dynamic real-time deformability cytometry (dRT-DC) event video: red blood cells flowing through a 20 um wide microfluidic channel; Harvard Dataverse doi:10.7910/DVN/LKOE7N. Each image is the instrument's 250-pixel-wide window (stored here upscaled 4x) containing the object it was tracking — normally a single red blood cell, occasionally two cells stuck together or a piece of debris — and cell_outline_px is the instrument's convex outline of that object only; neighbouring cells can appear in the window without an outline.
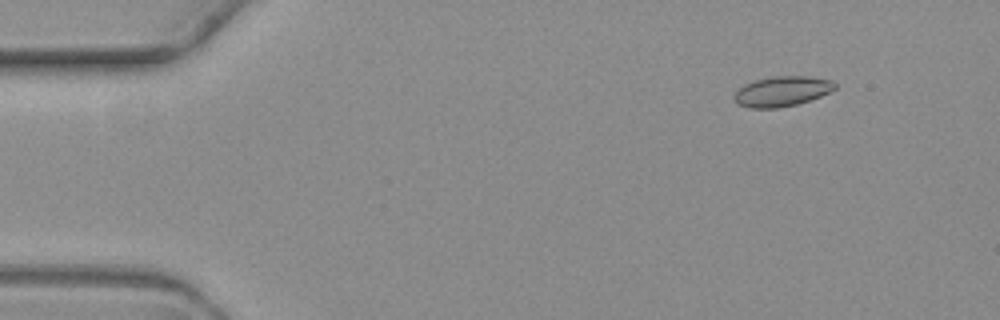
{"species": "common noctule bat (a hibernating species)", "species_latin": "Nyctalus noctula", "temperature_condition": "warm", "stored_images_in_passage": 5, "camera_frame_rate_fps": 3000, "um_per_image_px": 0.085, "animal": {"sex": "female", "body_mass_g": 19.3, "forearm_length_mm": 54.1}, "frame": {"image": 1, "passage_image": 2, "time_ms": 1.333, "image_size_px": [1000, 320], "cell_outline_px": [[836, 88], [820, 96], [796, 104], [776, 108], [748, 108], [736, 104], [732, 96], [744, 84], [752, 80], [772, 76], [812, 76], [832, 80], [836, 84]], "centroid_in_image_um": [66.43, 7.75], "position_along_channel_um": 18.6, "area_um2": 17.8}}